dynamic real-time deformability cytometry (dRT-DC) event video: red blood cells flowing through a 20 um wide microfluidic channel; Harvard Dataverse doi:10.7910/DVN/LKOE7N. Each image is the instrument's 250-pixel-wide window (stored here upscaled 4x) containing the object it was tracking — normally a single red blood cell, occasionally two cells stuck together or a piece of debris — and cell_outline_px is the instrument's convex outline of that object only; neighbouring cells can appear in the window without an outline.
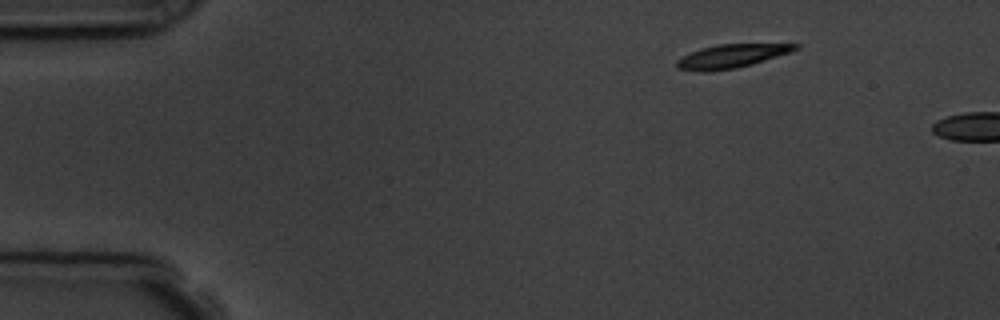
{"species": "common noctule bat (a hibernating species)", "species_latin": "Nyctalus noctula", "temperature_condition": "room temperature", "stored_images_in_passage": 2, "camera_frame_rate_fps": 3000, "um_per_image_px": 0.085, "animal": {"sex": "male", "body_mass_g": 19.5, "forearm_length_mm": 54.6}, "frame": {"image": 1, "passage_image": 1, "time_ms": 0.0, "image_size_px": [1000, 320], "cell_outline_px": [[800, 48], [792, 52], [752, 64], [736, 68], [712, 72], [700, 72], [676, 68], [676, 60], [700, 48], [716, 44], [800, 44]], "centroid_in_image_um": [62.17, 4.78], "position_along_channel_um": 22.8, "area_um2": 16.42}}